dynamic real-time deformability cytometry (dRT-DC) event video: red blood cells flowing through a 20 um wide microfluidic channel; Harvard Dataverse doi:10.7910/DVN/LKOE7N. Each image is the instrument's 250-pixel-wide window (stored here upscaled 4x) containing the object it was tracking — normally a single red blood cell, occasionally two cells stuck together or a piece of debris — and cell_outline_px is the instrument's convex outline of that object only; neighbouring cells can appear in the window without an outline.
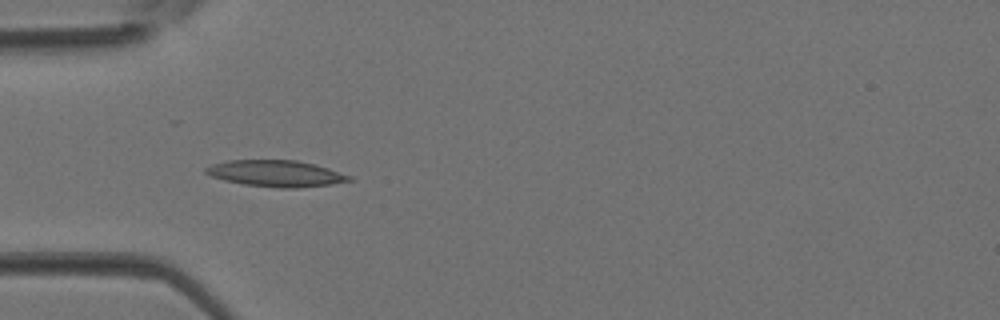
{"species": "Egyptian fruit bat (a non-hibernating species)", "species_latin": "Rousettus aegyptiacus", "temperature_condition": "room temperature", "stored_images_in_passage": 5, "camera_frame_rate_fps": 3000, "um_per_image_px": 0.085, "animal": {"sex": "female"}, "frame": {"image": 1, "passage_image": 4, "time_ms": 1.0, "image_size_px": [1000, 320], "cell_outline_px": [[352, 180], [332, 184], [296, 188], [280, 188], [244, 184], [224, 180], [212, 176], [204, 172], [204, 168], [212, 164], [228, 160], [296, 160], [316, 164], [352, 176]], "centroid_in_image_um": [23.46, 14.74], "position_along_channel_um": 61.5, "area_um2": 22.02}}
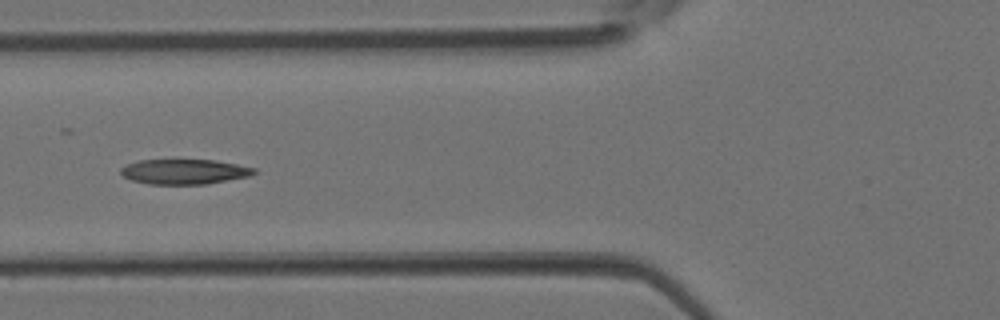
{"frame": {"image": 2, "passage_image": 5, "time_ms": 1.333, "image_size_px": [1000, 320], "cell_outline_px": [[256, 172], [252, 176], [204, 184], [148, 184], [132, 180], [124, 176], [120, 172], [120, 168], [128, 164], [140, 160], [216, 160], [256, 168]], "centroid_in_image_um": [15.69, 14.59], "position_along_channel_um": 110.1, "area_um2": 19.36}}